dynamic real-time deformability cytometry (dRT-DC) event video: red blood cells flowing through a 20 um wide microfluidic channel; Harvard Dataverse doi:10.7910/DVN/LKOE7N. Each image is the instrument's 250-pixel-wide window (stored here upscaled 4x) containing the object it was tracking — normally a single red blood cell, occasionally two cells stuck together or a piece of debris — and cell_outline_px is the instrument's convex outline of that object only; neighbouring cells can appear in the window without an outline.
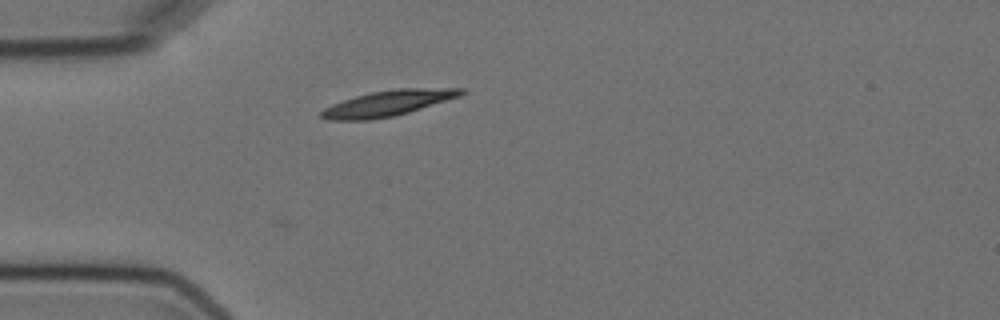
{"species": "Egyptian fruit bat (a non-hibernating species)", "species_latin": "Rousettus aegyptiacus", "temperature_condition": "cold", "stored_images_in_passage": 3, "camera_frame_rate_fps": 3000, "um_per_image_px": 0.085, "animal": {"sex": "female"}, "frame": {"image": 1, "passage_image": 2, "time_ms": 1.333, "image_size_px": [1000, 320], "cell_outline_px": [[468, 92], [460, 96], [408, 112], [392, 116], [368, 120], [328, 120], [320, 116], [320, 112], [324, 108], [332, 104], [356, 96], [372, 92], [396, 88], [464, 88]], "centroid_in_image_um": [32.99, 8.76], "position_along_channel_um": 52.0, "area_um2": 20.69}}